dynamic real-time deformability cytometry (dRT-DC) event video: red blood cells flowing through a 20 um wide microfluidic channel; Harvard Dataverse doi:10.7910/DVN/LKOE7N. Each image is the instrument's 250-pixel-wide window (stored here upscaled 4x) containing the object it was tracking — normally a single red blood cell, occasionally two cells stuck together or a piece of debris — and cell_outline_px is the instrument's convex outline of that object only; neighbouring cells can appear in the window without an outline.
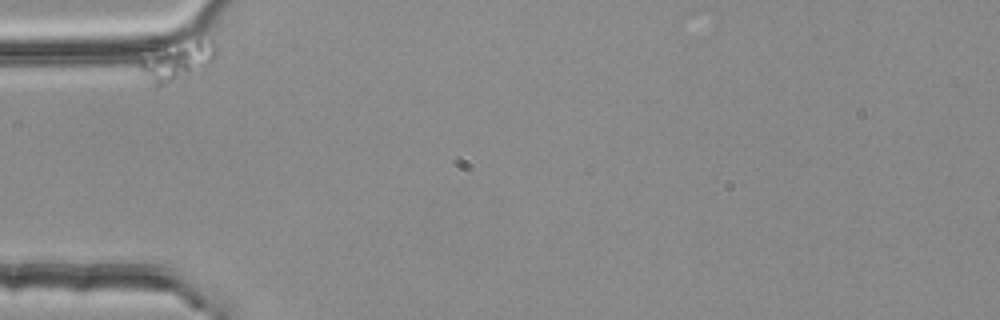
{"species": "common noctule bat (a hibernating species)", "species_latin": "Nyctalus noctula", "temperature_condition": "room temperature", "stored_images_in_passage": 12, "camera_frame_rate_fps": 3000, "um_per_image_px": 0.085, "animal": {"sex": "female", "body_mass_g": 25.1}, "frame": {"image": 1, "passage_image": 1, "time_ms": 0.0, "image_size_px": [1000, 320], "cell_outline_px": [[216, 60], [160, 84], [152, 84], [140, 68], [140, 60], [164, 44], [196, 36], [212, 40], [216, 44]], "centroid_in_image_um": [15.12, 5.0], "position_along_channel_um": 69.9, "area_um2": 16.7}}